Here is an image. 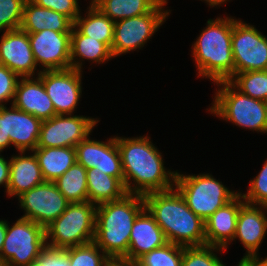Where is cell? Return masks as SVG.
Listing matches in <instances>:
<instances>
[{
  "label": "cell",
  "instance_id": "cell-27",
  "mask_svg": "<svg viewBox=\"0 0 267 266\" xmlns=\"http://www.w3.org/2000/svg\"><path fill=\"white\" fill-rule=\"evenodd\" d=\"M162 0H91L102 13L116 22L152 11Z\"/></svg>",
  "mask_w": 267,
  "mask_h": 266
},
{
  "label": "cell",
  "instance_id": "cell-15",
  "mask_svg": "<svg viewBox=\"0 0 267 266\" xmlns=\"http://www.w3.org/2000/svg\"><path fill=\"white\" fill-rule=\"evenodd\" d=\"M0 64L19 77H34L37 73L28 33L21 30L3 31L0 38Z\"/></svg>",
  "mask_w": 267,
  "mask_h": 266
},
{
  "label": "cell",
  "instance_id": "cell-13",
  "mask_svg": "<svg viewBox=\"0 0 267 266\" xmlns=\"http://www.w3.org/2000/svg\"><path fill=\"white\" fill-rule=\"evenodd\" d=\"M82 72L76 69L41 71L47 95L53 102L57 115H72L82 95Z\"/></svg>",
  "mask_w": 267,
  "mask_h": 266
},
{
  "label": "cell",
  "instance_id": "cell-30",
  "mask_svg": "<svg viewBox=\"0 0 267 266\" xmlns=\"http://www.w3.org/2000/svg\"><path fill=\"white\" fill-rule=\"evenodd\" d=\"M184 246L168 242L140 256L135 266H182Z\"/></svg>",
  "mask_w": 267,
  "mask_h": 266
},
{
  "label": "cell",
  "instance_id": "cell-4",
  "mask_svg": "<svg viewBox=\"0 0 267 266\" xmlns=\"http://www.w3.org/2000/svg\"><path fill=\"white\" fill-rule=\"evenodd\" d=\"M234 17L211 18L197 40L192 44V57L198 69V77L214 83L228 81L234 75L232 52Z\"/></svg>",
  "mask_w": 267,
  "mask_h": 266
},
{
  "label": "cell",
  "instance_id": "cell-34",
  "mask_svg": "<svg viewBox=\"0 0 267 266\" xmlns=\"http://www.w3.org/2000/svg\"><path fill=\"white\" fill-rule=\"evenodd\" d=\"M26 0H0V31L20 29Z\"/></svg>",
  "mask_w": 267,
  "mask_h": 266
},
{
  "label": "cell",
  "instance_id": "cell-36",
  "mask_svg": "<svg viewBox=\"0 0 267 266\" xmlns=\"http://www.w3.org/2000/svg\"><path fill=\"white\" fill-rule=\"evenodd\" d=\"M245 203L267 207V159L255 178L250 180L246 193H241Z\"/></svg>",
  "mask_w": 267,
  "mask_h": 266
},
{
  "label": "cell",
  "instance_id": "cell-21",
  "mask_svg": "<svg viewBox=\"0 0 267 266\" xmlns=\"http://www.w3.org/2000/svg\"><path fill=\"white\" fill-rule=\"evenodd\" d=\"M19 152L10 159V175L7 186V196L18 197L33 187L45 182L37 157L34 152Z\"/></svg>",
  "mask_w": 267,
  "mask_h": 266
},
{
  "label": "cell",
  "instance_id": "cell-32",
  "mask_svg": "<svg viewBox=\"0 0 267 266\" xmlns=\"http://www.w3.org/2000/svg\"><path fill=\"white\" fill-rule=\"evenodd\" d=\"M222 251L226 249L211 245L184 247L182 266H226L214 253Z\"/></svg>",
  "mask_w": 267,
  "mask_h": 266
},
{
  "label": "cell",
  "instance_id": "cell-18",
  "mask_svg": "<svg viewBox=\"0 0 267 266\" xmlns=\"http://www.w3.org/2000/svg\"><path fill=\"white\" fill-rule=\"evenodd\" d=\"M12 105L42 121L57 115L39 76L20 77Z\"/></svg>",
  "mask_w": 267,
  "mask_h": 266
},
{
  "label": "cell",
  "instance_id": "cell-14",
  "mask_svg": "<svg viewBox=\"0 0 267 266\" xmlns=\"http://www.w3.org/2000/svg\"><path fill=\"white\" fill-rule=\"evenodd\" d=\"M28 36L35 61L39 67L42 65L41 71L71 68V32L45 29L37 33H29Z\"/></svg>",
  "mask_w": 267,
  "mask_h": 266
},
{
  "label": "cell",
  "instance_id": "cell-41",
  "mask_svg": "<svg viewBox=\"0 0 267 266\" xmlns=\"http://www.w3.org/2000/svg\"><path fill=\"white\" fill-rule=\"evenodd\" d=\"M9 175H10V159L6 160L4 156L0 155V186L3 185L6 188L9 183Z\"/></svg>",
  "mask_w": 267,
  "mask_h": 266
},
{
  "label": "cell",
  "instance_id": "cell-11",
  "mask_svg": "<svg viewBox=\"0 0 267 266\" xmlns=\"http://www.w3.org/2000/svg\"><path fill=\"white\" fill-rule=\"evenodd\" d=\"M99 120L79 115H55L41 125L37 148L76 147Z\"/></svg>",
  "mask_w": 267,
  "mask_h": 266
},
{
  "label": "cell",
  "instance_id": "cell-26",
  "mask_svg": "<svg viewBox=\"0 0 267 266\" xmlns=\"http://www.w3.org/2000/svg\"><path fill=\"white\" fill-rule=\"evenodd\" d=\"M86 16L81 13L76 18L74 26L85 36L98 39L110 49L114 40V24L109 17L102 13L96 6L90 3Z\"/></svg>",
  "mask_w": 267,
  "mask_h": 266
},
{
  "label": "cell",
  "instance_id": "cell-46",
  "mask_svg": "<svg viewBox=\"0 0 267 266\" xmlns=\"http://www.w3.org/2000/svg\"><path fill=\"white\" fill-rule=\"evenodd\" d=\"M112 266H135L133 263H126L118 260H112Z\"/></svg>",
  "mask_w": 267,
  "mask_h": 266
},
{
  "label": "cell",
  "instance_id": "cell-16",
  "mask_svg": "<svg viewBox=\"0 0 267 266\" xmlns=\"http://www.w3.org/2000/svg\"><path fill=\"white\" fill-rule=\"evenodd\" d=\"M267 207L244 203L239 210L235 239L243 244L246 253L241 261H258V248L267 232Z\"/></svg>",
  "mask_w": 267,
  "mask_h": 266
},
{
  "label": "cell",
  "instance_id": "cell-19",
  "mask_svg": "<svg viewBox=\"0 0 267 266\" xmlns=\"http://www.w3.org/2000/svg\"><path fill=\"white\" fill-rule=\"evenodd\" d=\"M241 192L231 201L216 210L205 221L206 245L227 249L234 241L240 207L245 203Z\"/></svg>",
  "mask_w": 267,
  "mask_h": 266
},
{
  "label": "cell",
  "instance_id": "cell-49",
  "mask_svg": "<svg viewBox=\"0 0 267 266\" xmlns=\"http://www.w3.org/2000/svg\"><path fill=\"white\" fill-rule=\"evenodd\" d=\"M105 266H112V260H110Z\"/></svg>",
  "mask_w": 267,
  "mask_h": 266
},
{
  "label": "cell",
  "instance_id": "cell-39",
  "mask_svg": "<svg viewBox=\"0 0 267 266\" xmlns=\"http://www.w3.org/2000/svg\"><path fill=\"white\" fill-rule=\"evenodd\" d=\"M40 255L47 261V266H70L66 249L46 246Z\"/></svg>",
  "mask_w": 267,
  "mask_h": 266
},
{
  "label": "cell",
  "instance_id": "cell-17",
  "mask_svg": "<svg viewBox=\"0 0 267 266\" xmlns=\"http://www.w3.org/2000/svg\"><path fill=\"white\" fill-rule=\"evenodd\" d=\"M168 243L156 220L144 208L136 217L129 239L128 254L121 260L134 263L140 256Z\"/></svg>",
  "mask_w": 267,
  "mask_h": 266
},
{
  "label": "cell",
  "instance_id": "cell-1",
  "mask_svg": "<svg viewBox=\"0 0 267 266\" xmlns=\"http://www.w3.org/2000/svg\"><path fill=\"white\" fill-rule=\"evenodd\" d=\"M150 140L144 135L132 138L116 136L127 194L144 196L174 188L176 171L164 167L162 153Z\"/></svg>",
  "mask_w": 267,
  "mask_h": 266
},
{
  "label": "cell",
  "instance_id": "cell-40",
  "mask_svg": "<svg viewBox=\"0 0 267 266\" xmlns=\"http://www.w3.org/2000/svg\"><path fill=\"white\" fill-rule=\"evenodd\" d=\"M11 145L6 127V106H0V154L5 148Z\"/></svg>",
  "mask_w": 267,
  "mask_h": 266
},
{
  "label": "cell",
  "instance_id": "cell-20",
  "mask_svg": "<svg viewBox=\"0 0 267 266\" xmlns=\"http://www.w3.org/2000/svg\"><path fill=\"white\" fill-rule=\"evenodd\" d=\"M42 120L11 105L6 107L7 135L18 152L37 148Z\"/></svg>",
  "mask_w": 267,
  "mask_h": 266
},
{
  "label": "cell",
  "instance_id": "cell-9",
  "mask_svg": "<svg viewBox=\"0 0 267 266\" xmlns=\"http://www.w3.org/2000/svg\"><path fill=\"white\" fill-rule=\"evenodd\" d=\"M9 224L7 222L1 257L8 266H24L37 260L47 246L45 228L22 217L13 226Z\"/></svg>",
  "mask_w": 267,
  "mask_h": 266
},
{
  "label": "cell",
  "instance_id": "cell-31",
  "mask_svg": "<svg viewBox=\"0 0 267 266\" xmlns=\"http://www.w3.org/2000/svg\"><path fill=\"white\" fill-rule=\"evenodd\" d=\"M70 266H105L111 259L94 243L66 248Z\"/></svg>",
  "mask_w": 267,
  "mask_h": 266
},
{
  "label": "cell",
  "instance_id": "cell-24",
  "mask_svg": "<svg viewBox=\"0 0 267 266\" xmlns=\"http://www.w3.org/2000/svg\"><path fill=\"white\" fill-rule=\"evenodd\" d=\"M41 172L45 181L54 182L77 162L75 147L36 148Z\"/></svg>",
  "mask_w": 267,
  "mask_h": 266
},
{
  "label": "cell",
  "instance_id": "cell-37",
  "mask_svg": "<svg viewBox=\"0 0 267 266\" xmlns=\"http://www.w3.org/2000/svg\"><path fill=\"white\" fill-rule=\"evenodd\" d=\"M35 5L51 9L68 17L73 23L80 15L78 0H29Z\"/></svg>",
  "mask_w": 267,
  "mask_h": 266
},
{
  "label": "cell",
  "instance_id": "cell-2",
  "mask_svg": "<svg viewBox=\"0 0 267 266\" xmlns=\"http://www.w3.org/2000/svg\"><path fill=\"white\" fill-rule=\"evenodd\" d=\"M144 203L168 242L184 247L206 245L205 222L189 209L175 187L145 194Z\"/></svg>",
  "mask_w": 267,
  "mask_h": 266
},
{
  "label": "cell",
  "instance_id": "cell-10",
  "mask_svg": "<svg viewBox=\"0 0 267 266\" xmlns=\"http://www.w3.org/2000/svg\"><path fill=\"white\" fill-rule=\"evenodd\" d=\"M232 52L234 74L267 70V37L254 25L238 19L233 24Z\"/></svg>",
  "mask_w": 267,
  "mask_h": 266
},
{
  "label": "cell",
  "instance_id": "cell-28",
  "mask_svg": "<svg viewBox=\"0 0 267 266\" xmlns=\"http://www.w3.org/2000/svg\"><path fill=\"white\" fill-rule=\"evenodd\" d=\"M87 170L79 163L72 165L54 184L70 203L88 201Z\"/></svg>",
  "mask_w": 267,
  "mask_h": 266
},
{
  "label": "cell",
  "instance_id": "cell-48",
  "mask_svg": "<svg viewBox=\"0 0 267 266\" xmlns=\"http://www.w3.org/2000/svg\"><path fill=\"white\" fill-rule=\"evenodd\" d=\"M0 266H8V262L5 261L2 257H0Z\"/></svg>",
  "mask_w": 267,
  "mask_h": 266
},
{
  "label": "cell",
  "instance_id": "cell-38",
  "mask_svg": "<svg viewBox=\"0 0 267 266\" xmlns=\"http://www.w3.org/2000/svg\"><path fill=\"white\" fill-rule=\"evenodd\" d=\"M19 79L17 74L0 64V106H5L4 103L10 100L12 105Z\"/></svg>",
  "mask_w": 267,
  "mask_h": 266
},
{
  "label": "cell",
  "instance_id": "cell-33",
  "mask_svg": "<svg viewBox=\"0 0 267 266\" xmlns=\"http://www.w3.org/2000/svg\"><path fill=\"white\" fill-rule=\"evenodd\" d=\"M101 172L118 178L124 184V173L116 136L102 142Z\"/></svg>",
  "mask_w": 267,
  "mask_h": 266
},
{
  "label": "cell",
  "instance_id": "cell-43",
  "mask_svg": "<svg viewBox=\"0 0 267 266\" xmlns=\"http://www.w3.org/2000/svg\"><path fill=\"white\" fill-rule=\"evenodd\" d=\"M24 266H47V261L40 255L37 260H34Z\"/></svg>",
  "mask_w": 267,
  "mask_h": 266
},
{
  "label": "cell",
  "instance_id": "cell-35",
  "mask_svg": "<svg viewBox=\"0 0 267 266\" xmlns=\"http://www.w3.org/2000/svg\"><path fill=\"white\" fill-rule=\"evenodd\" d=\"M75 148L77 163L81 164L86 170L95 167L101 169L102 141L91 140L88 136Z\"/></svg>",
  "mask_w": 267,
  "mask_h": 266
},
{
  "label": "cell",
  "instance_id": "cell-12",
  "mask_svg": "<svg viewBox=\"0 0 267 266\" xmlns=\"http://www.w3.org/2000/svg\"><path fill=\"white\" fill-rule=\"evenodd\" d=\"M17 198L19 206L25 212L22 218L29 219L44 228L57 219L70 204L54 182L49 181L33 187Z\"/></svg>",
  "mask_w": 267,
  "mask_h": 266
},
{
  "label": "cell",
  "instance_id": "cell-47",
  "mask_svg": "<svg viewBox=\"0 0 267 266\" xmlns=\"http://www.w3.org/2000/svg\"><path fill=\"white\" fill-rule=\"evenodd\" d=\"M258 262L261 266H267V257L265 259H262V260H261V258H259Z\"/></svg>",
  "mask_w": 267,
  "mask_h": 266
},
{
  "label": "cell",
  "instance_id": "cell-29",
  "mask_svg": "<svg viewBox=\"0 0 267 266\" xmlns=\"http://www.w3.org/2000/svg\"><path fill=\"white\" fill-rule=\"evenodd\" d=\"M228 81L251 98L262 101L267 98V70L236 73Z\"/></svg>",
  "mask_w": 267,
  "mask_h": 266
},
{
  "label": "cell",
  "instance_id": "cell-6",
  "mask_svg": "<svg viewBox=\"0 0 267 266\" xmlns=\"http://www.w3.org/2000/svg\"><path fill=\"white\" fill-rule=\"evenodd\" d=\"M96 209L97 205L89 201L70 203L67 209L45 228L47 246L66 249L93 242Z\"/></svg>",
  "mask_w": 267,
  "mask_h": 266
},
{
  "label": "cell",
  "instance_id": "cell-5",
  "mask_svg": "<svg viewBox=\"0 0 267 266\" xmlns=\"http://www.w3.org/2000/svg\"><path fill=\"white\" fill-rule=\"evenodd\" d=\"M219 88L208 111L236 126L267 133V104L241 93L229 81L215 83Z\"/></svg>",
  "mask_w": 267,
  "mask_h": 266
},
{
  "label": "cell",
  "instance_id": "cell-25",
  "mask_svg": "<svg viewBox=\"0 0 267 266\" xmlns=\"http://www.w3.org/2000/svg\"><path fill=\"white\" fill-rule=\"evenodd\" d=\"M86 181L88 201L95 205L120 200L127 194L124 184L118 178L107 175L96 167L87 169Z\"/></svg>",
  "mask_w": 267,
  "mask_h": 266
},
{
  "label": "cell",
  "instance_id": "cell-23",
  "mask_svg": "<svg viewBox=\"0 0 267 266\" xmlns=\"http://www.w3.org/2000/svg\"><path fill=\"white\" fill-rule=\"evenodd\" d=\"M79 58V59H78ZM113 58L111 49L98 39L83 35L74 25L71 29L70 61L71 68L82 71L83 60L102 64ZM82 59V60H81Z\"/></svg>",
  "mask_w": 267,
  "mask_h": 266
},
{
  "label": "cell",
  "instance_id": "cell-3",
  "mask_svg": "<svg viewBox=\"0 0 267 266\" xmlns=\"http://www.w3.org/2000/svg\"><path fill=\"white\" fill-rule=\"evenodd\" d=\"M144 208V196L139 194L97 205L93 242L111 260L121 261L128 254L131 229Z\"/></svg>",
  "mask_w": 267,
  "mask_h": 266
},
{
  "label": "cell",
  "instance_id": "cell-8",
  "mask_svg": "<svg viewBox=\"0 0 267 266\" xmlns=\"http://www.w3.org/2000/svg\"><path fill=\"white\" fill-rule=\"evenodd\" d=\"M168 0H162L149 13L121 19L114 24V40L111 46L113 57L141 49L170 15L163 7Z\"/></svg>",
  "mask_w": 267,
  "mask_h": 266
},
{
  "label": "cell",
  "instance_id": "cell-45",
  "mask_svg": "<svg viewBox=\"0 0 267 266\" xmlns=\"http://www.w3.org/2000/svg\"><path fill=\"white\" fill-rule=\"evenodd\" d=\"M236 266H261L258 261H239Z\"/></svg>",
  "mask_w": 267,
  "mask_h": 266
},
{
  "label": "cell",
  "instance_id": "cell-7",
  "mask_svg": "<svg viewBox=\"0 0 267 266\" xmlns=\"http://www.w3.org/2000/svg\"><path fill=\"white\" fill-rule=\"evenodd\" d=\"M174 187L189 209L204 222L239 193L230 190L209 173L184 175L176 171Z\"/></svg>",
  "mask_w": 267,
  "mask_h": 266
},
{
  "label": "cell",
  "instance_id": "cell-42",
  "mask_svg": "<svg viewBox=\"0 0 267 266\" xmlns=\"http://www.w3.org/2000/svg\"><path fill=\"white\" fill-rule=\"evenodd\" d=\"M6 232H7V221L0 219V257L4 245Z\"/></svg>",
  "mask_w": 267,
  "mask_h": 266
},
{
  "label": "cell",
  "instance_id": "cell-44",
  "mask_svg": "<svg viewBox=\"0 0 267 266\" xmlns=\"http://www.w3.org/2000/svg\"><path fill=\"white\" fill-rule=\"evenodd\" d=\"M202 1V0H201ZM205 3H207L210 7H220L222 4H224L226 1L229 0H203Z\"/></svg>",
  "mask_w": 267,
  "mask_h": 266
},
{
  "label": "cell",
  "instance_id": "cell-22",
  "mask_svg": "<svg viewBox=\"0 0 267 266\" xmlns=\"http://www.w3.org/2000/svg\"><path fill=\"white\" fill-rule=\"evenodd\" d=\"M74 23L65 15L25 1L20 29L37 33L45 29L56 32H71Z\"/></svg>",
  "mask_w": 267,
  "mask_h": 266
}]
</instances>
